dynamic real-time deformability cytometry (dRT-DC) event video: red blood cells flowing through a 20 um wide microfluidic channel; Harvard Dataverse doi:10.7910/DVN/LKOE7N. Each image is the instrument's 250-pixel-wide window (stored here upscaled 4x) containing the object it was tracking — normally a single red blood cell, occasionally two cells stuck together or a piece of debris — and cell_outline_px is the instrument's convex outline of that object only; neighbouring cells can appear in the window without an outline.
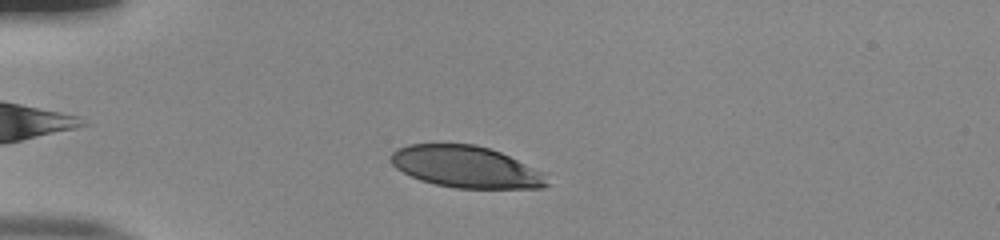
{"species": "human", "species_latin": "Homo sapiens", "temperature_condition": "room temperature", "stored_images_in_passage": 45, "camera_frame_rate_fps": 3000, "um_per_image_px": 0.085, "donor": {"sex": "male"}, "frame": {"image": 1, "passage_image": 7, "time_ms": 2.0, "image_size_px": [1000, 240], "cell_outline_px": [[548, 184], [540, 188], [456, 188], [436, 184], [420, 180], [396, 168], [392, 164], [388, 156], [396, 148], [408, 144], [476, 144], [500, 152], [544, 172]], "centroid_in_image_um": [39.57, 14.17], "position_along_channel_um": 45.4, "area_um2": 37.86}}
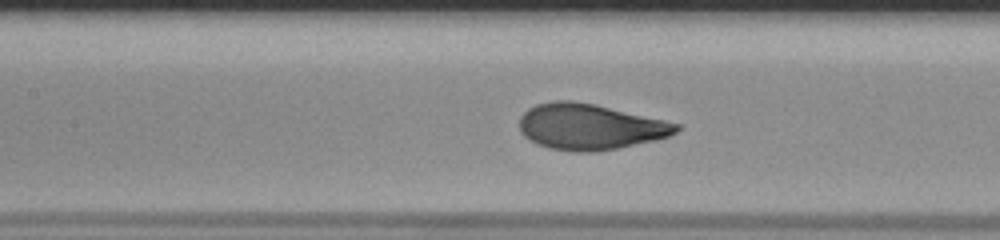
{"frame": {"image": 2, "passage_image": 18, "time_ms": 5.667, "image_size_px": [1000, 240], "cell_outline_px": [[680, 128], [676, 132], [668, 136], [656, 140], [596, 152], [572, 152], [548, 148], [536, 144], [524, 136], [520, 132], [520, 116], [528, 108], [536, 104], [556, 100], [572, 100], [592, 104], [664, 120], [680, 124]], "centroid_in_image_um": [50.1, 10.78], "position_along_channel_um": 157.3, "area_um2": 41.79}}
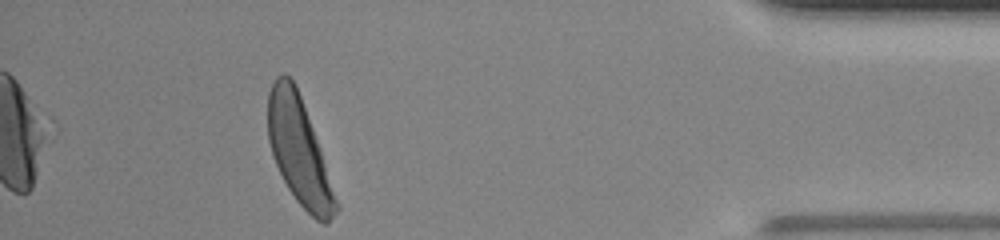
{"frame": {"image": 3, "passage_image": 41, "time_ms": 13.333, "image_size_px": [1000, 240], "cell_outline_px": [[340, 208], [328, 224], [324, 224], [316, 220], [296, 200], [288, 188], [272, 156], [268, 140], [268, 92], [276, 76], [284, 72], [296, 84], [312, 128]], "centroid_in_image_um": [25.4, 12.84], "position_along_channel_um": 409.8, "area_um2": 41.62}, "authors_computed_cell_mechanics": {"area_um2": 41.616, "velocity_mm_per_s": 3.8922, "shape_relaxation_time_tau1_ms": 2.5812, "shape_relaxation_time_tau2_ms": null, "deformation_change_tau1": 0.1892, "deformation_change_tau2": null}}